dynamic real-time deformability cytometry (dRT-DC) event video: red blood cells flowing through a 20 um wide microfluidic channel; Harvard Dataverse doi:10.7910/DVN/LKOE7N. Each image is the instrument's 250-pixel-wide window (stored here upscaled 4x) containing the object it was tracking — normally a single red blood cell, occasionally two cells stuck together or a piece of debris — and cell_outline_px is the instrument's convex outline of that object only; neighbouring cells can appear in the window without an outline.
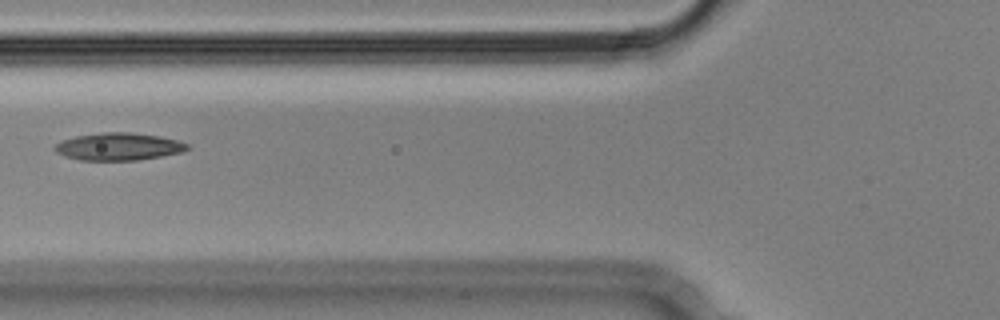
{"species": "Egyptian fruit bat (a non-hibernating species)", "species_latin": "Rousettus aegyptiacus", "temperature_condition": "cold", "stored_images_in_passage": 2, "camera_frame_rate_fps": 3000, "um_per_image_px": 0.085, "animal": {"sex": "male"}, "frame": {"image": 1, "passage_image": 2, "time_ms": 0.333, "image_size_px": [1000, 320], "cell_outline_px": [[188, 148], [184, 152], [136, 160], [80, 160], [64, 156], [56, 152], [52, 148], [60, 140], [76, 136], [100, 132], [132, 132], [160, 136], [176, 140], [188, 144]], "centroid_in_image_um": [10.04, 12.45], "position_along_channel_um": 115.8, "area_um2": 21.27}}